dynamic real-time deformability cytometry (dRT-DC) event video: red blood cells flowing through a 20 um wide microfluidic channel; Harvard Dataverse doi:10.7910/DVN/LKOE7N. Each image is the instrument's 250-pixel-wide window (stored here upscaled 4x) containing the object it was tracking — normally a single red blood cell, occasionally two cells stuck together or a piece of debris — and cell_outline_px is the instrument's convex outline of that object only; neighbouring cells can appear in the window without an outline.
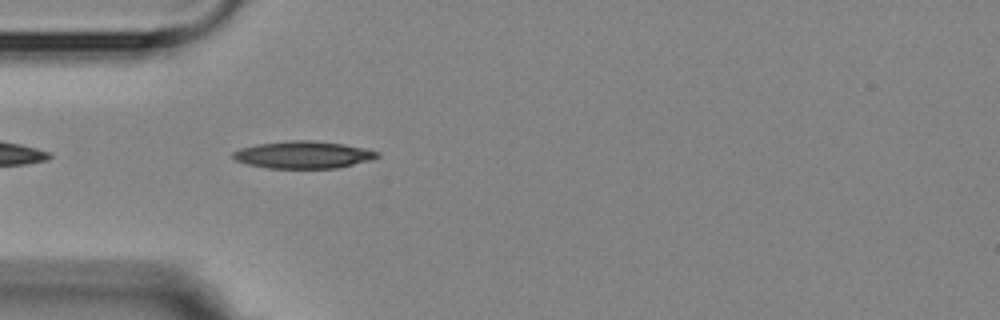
{"species": "Egyptian fruit bat (a non-hibernating species)", "species_latin": "Rousettus aegyptiacus", "temperature_condition": "room temperature", "stored_images_in_passage": 1, "camera_frame_rate_fps": 3000, "um_per_image_px": 0.085, "animal": {"sex": "female"}, "frame": {"image": 1, "passage_image": 1, "time_ms": 0.0, "image_size_px": [1000, 320], "cell_outline_px": [[380, 156], [372, 160], [336, 168], [268, 168], [248, 164], [236, 160], [232, 156], [232, 152], [240, 148], [256, 144], [288, 140], [312, 140], [344, 144], [364, 148], [380, 152]], "centroid_in_image_um": [25.79, 13.15], "position_along_channel_um": 59.2, "area_um2": 23.0}}